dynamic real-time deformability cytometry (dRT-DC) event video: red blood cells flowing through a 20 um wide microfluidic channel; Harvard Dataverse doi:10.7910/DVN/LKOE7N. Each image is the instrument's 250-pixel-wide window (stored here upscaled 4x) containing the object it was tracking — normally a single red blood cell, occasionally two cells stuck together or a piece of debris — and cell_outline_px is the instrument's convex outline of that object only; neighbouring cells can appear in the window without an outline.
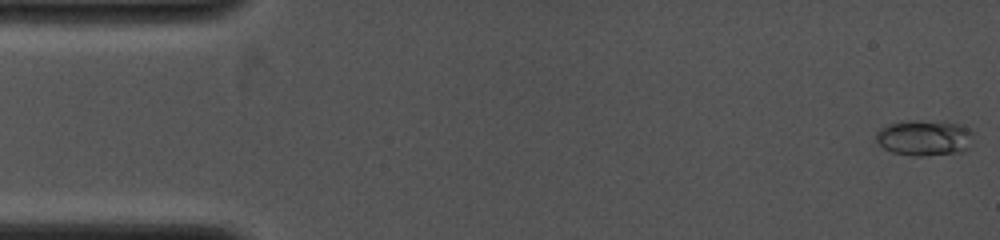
{"species": "common noctule bat (a hibernating species)", "species_latin": "Nyctalus noctula", "temperature_condition": "cold", "stored_images_in_passage": 6, "camera_frame_rate_fps": 4000, "um_per_image_px": 0.085, "animal": {"sex": "female", "body_mass_g": 19.0, "forearm_length_mm": 53.3}, "frame": {"image": 1, "passage_image": 1, "time_ms": 0.0, "image_size_px": [1000, 240], "cell_outline_px": [[972, 132], [968, 148], [960, 152], [920, 156], [912, 156], [892, 152], [884, 148], [876, 140], [876, 132], [880, 128], [888, 124], [900, 120], [944, 120], [960, 124], [968, 128]], "centroid_in_image_um": [78.54, 11.68], "position_along_channel_um": 6.5, "area_um2": 20.58}}